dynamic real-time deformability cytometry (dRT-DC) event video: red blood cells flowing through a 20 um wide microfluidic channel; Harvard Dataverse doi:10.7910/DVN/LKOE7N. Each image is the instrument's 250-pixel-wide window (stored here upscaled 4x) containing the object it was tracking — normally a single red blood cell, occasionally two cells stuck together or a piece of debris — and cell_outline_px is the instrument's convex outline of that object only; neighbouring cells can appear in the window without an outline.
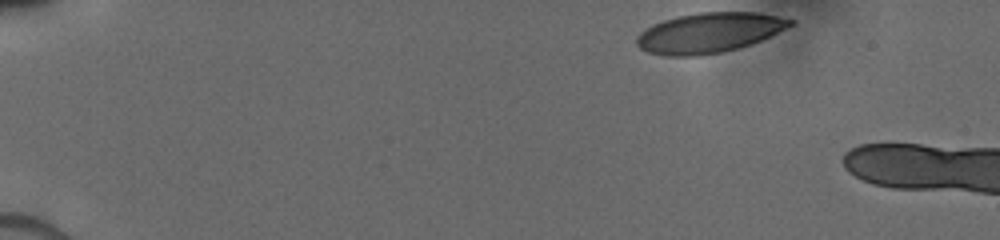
{"species": "human", "species_latin": "Homo sapiens", "temperature_condition": "cold", "stored_images_in_passage": 4, "camera_frame_rate_fps": 3000, "um_per_image_px": 0.085, "donor": {"sex": "male"}, "frame": {"image": 1, "passage_image": 1, "time_ms": 0.0, "image_size_px": [1000, 240], "cell_outline_px": [[796, 24], [752, 44], [720, 52], [696, 56], [664, 56], [648, 52], [640, 48], [636, 44], [636, 36], [644, 28], [652, 24], [676, 16], [700, 12], [756, 12], [796, 20]], "centroid_in_image_um": [60.26, 2.78], "position_along_channel_um": 24.7, "area_um2": 35.95}}